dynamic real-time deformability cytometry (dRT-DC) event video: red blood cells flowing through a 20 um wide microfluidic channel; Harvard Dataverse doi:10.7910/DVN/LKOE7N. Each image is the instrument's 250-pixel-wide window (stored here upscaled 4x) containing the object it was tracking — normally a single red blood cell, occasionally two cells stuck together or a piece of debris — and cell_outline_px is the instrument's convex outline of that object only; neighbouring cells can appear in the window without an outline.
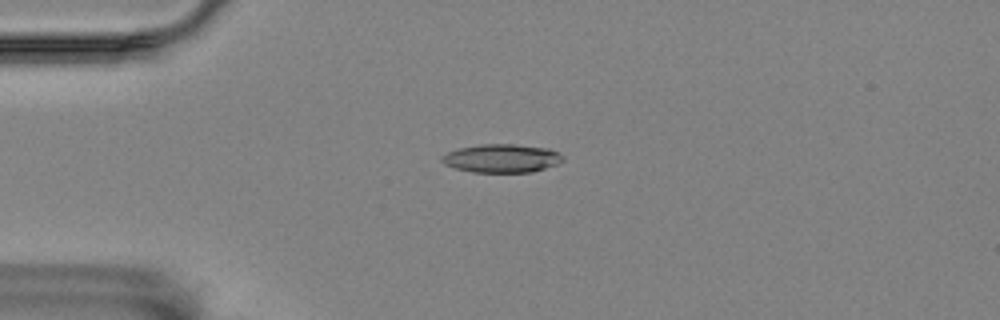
{"species": "Egyptian fruit bat (a non-hibernating species)", "species_latin": "Rousettus aegyptiacus", "temperature_condition": "room temperature", "stored_images_in_passage": 56, "camera_frame_rate_fps": 3000, "um_per_image_px": 0.085, "animal": {"sex": "female"}, "frame": {"image": 1, "passage_image": 13, "time_ms": 4.0, "image_size_px": [1000, 320], "cell_outline_px": [[564, 160], [556, 164], [532, 172], [472, 172], [456, 168], [444, 164], [440, 160], [440, 156], [448, 152], [460, 148], [480, 144], [512, 144], [548, 148], [564, 156]], "centroid_in_image_um": [42.62, 13.45], "position_along_channel_um": 42.4, "area_um2": 19.94}}
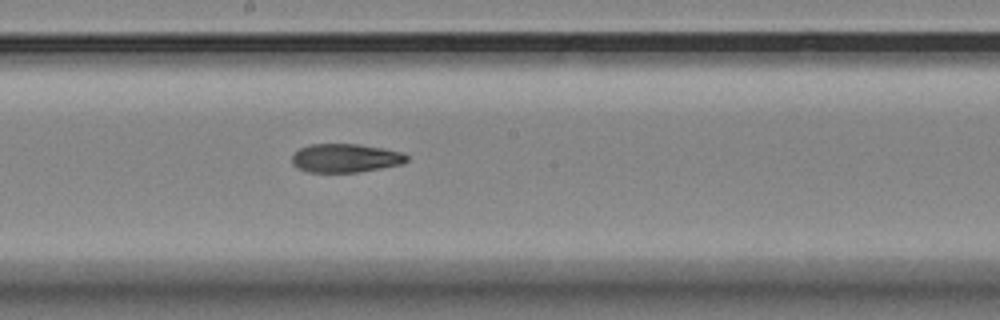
{"frame": {"image": 2, "passage_image": 30, "time_ms": 9.667, "image_size_px": [1000, 320], "cell_outline_px": [[408, 160], [404, 164], [360, 172], [308, 172], [296, 168], [292, 164], [292, 152], [308, 144], [356, 144], [384, 148], [404, 152], [408, 156]], "centroid_in_image_um": [29.36, 13.44], "position_along_channel_um": 218.8, "area_um2": 19.54}}
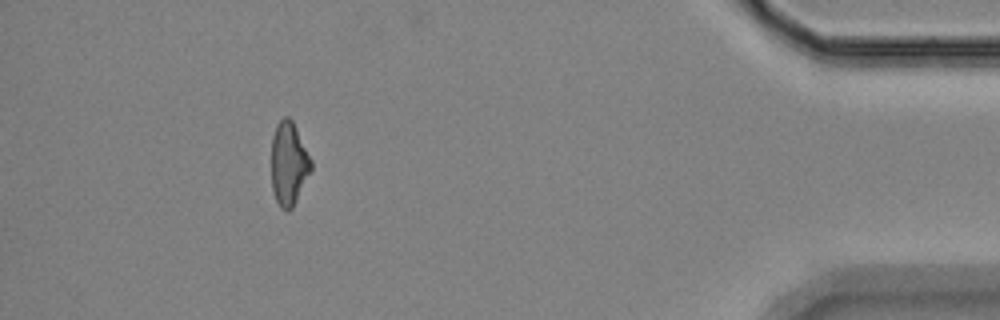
{"frame": {"image": 3, "passage_image": 51, "time_ms": 16.667, "image_size_px": [1000, 320], "cell_outline_px": [[312, 168], [292, 208], [288, 212], [280, 208], [276, 200], [272, 188], [272, 136], [276, 124], [284, 116], [288, 116], [292, 120], [312, 160]], "centroid_in_image_um": [24.54, 13.9], "position_along_channel_um": 410.7, "area_um2": 19.19}, "authors_computed_cell_mechanics": {"area_um2": 19.8254, "velocity_mm_per_s": 3.5121, "shape_relaxation_time_tau1_ms": null, "shape_relaxation_time_tau2_ms": 4.7469, "deformation_change_tau1": null, "deformation_change_tau2": 0.1255}}